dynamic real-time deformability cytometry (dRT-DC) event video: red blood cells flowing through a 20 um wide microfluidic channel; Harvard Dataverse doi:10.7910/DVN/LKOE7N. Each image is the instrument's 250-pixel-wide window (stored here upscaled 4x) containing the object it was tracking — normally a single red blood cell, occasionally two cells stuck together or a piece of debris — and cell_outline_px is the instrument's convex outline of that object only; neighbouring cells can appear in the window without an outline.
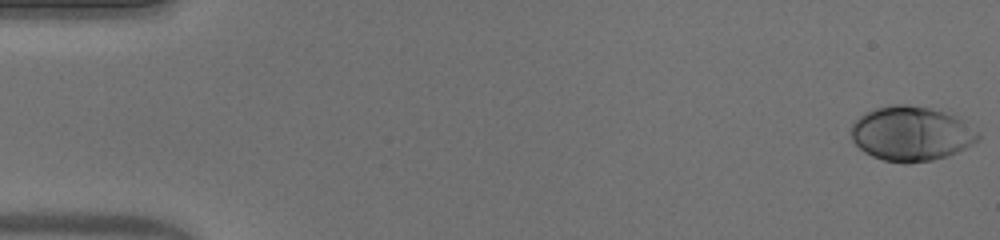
{"species": "human", "species_latin": "Homo sapiens", "temperature_condition": "warm", "stored_images_in_passage": 53, "camera_frame_rate_fps": 3000, "um_per_image_px": 0.085, "donor": {"sex": "male"}, "frame": {"image": 1, "passage_image": 1, "time_ms": 0.0, "image_size_px": [1000, 240], "cell_outline_px": [[980, 140], [948, 156], [932, 160], [904, 164], [884, 160], [872, 156], [864, 152], [852, 140], [848, 132], [848, 128], [864, 112], [876, 108], [892, 104], [908, 104], [928, 108], [944, 112], [956, 116], [980, 132]], "centroid_in_image_um": [77.43, 11.36], "position_along_channel_um": 7.6, "area_um2": 40.75}}
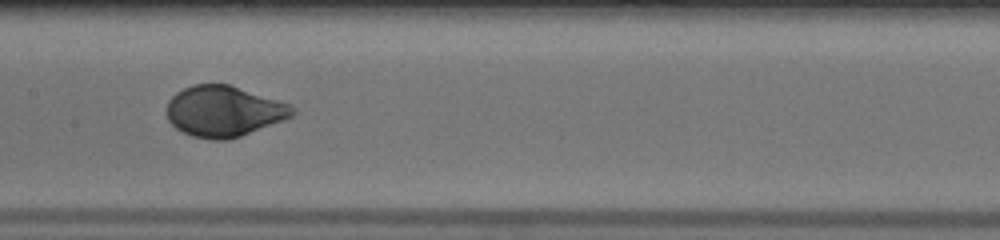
{"frame": {"image": 2, "passage_image": 27, "time_ms": 8.667, "image_size_px": [1000, 240], "cell_outline_px": [[296, 112], [292, 116], [284, 120], [240, 136], [228, 140], [212, 140], [192, 136], [176, 128], [168, 120], [168, 100], [176, 92], [192, 84], [228, 84], [288, 104], [296, 108]], "centroid_in_image_um": [19.01, 9.46], "position_along_channel_um": 188.4, "area_um2": 36.88}}
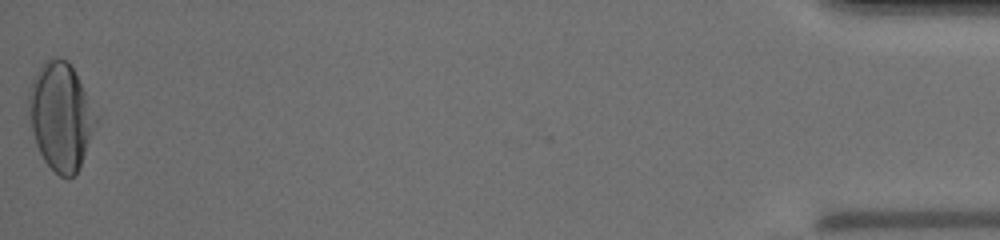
{"frame": {"image": 3, "passage_image": 53, "time_ms": 17.333, "image_size_px": [1000, 240], "cell_outline_px": [[100, 120], [80, 164], [76, 172], [72, 176], [60, 176], [44, 160], [36, 144], [32, 128], [28, 104], [28, 92], [32, 80], [36, 72], [44, 60], [68, 60]], "centroid_in_image_um": [5.18, 9.89], "position_along_channel_um": 430.0, "area_um2": 41.44}, "authors_computed_cell_mechanics": {"area_um2": 37.8012, "velocity_mm_per_s": 3.8908, "shape_relaxation_time_tau1_ms": 3.3807, "shape_relaxation_time_tau2_ms": null, "deformation_change_tau1": 0.1807, "deformation_change_tau2": null}}